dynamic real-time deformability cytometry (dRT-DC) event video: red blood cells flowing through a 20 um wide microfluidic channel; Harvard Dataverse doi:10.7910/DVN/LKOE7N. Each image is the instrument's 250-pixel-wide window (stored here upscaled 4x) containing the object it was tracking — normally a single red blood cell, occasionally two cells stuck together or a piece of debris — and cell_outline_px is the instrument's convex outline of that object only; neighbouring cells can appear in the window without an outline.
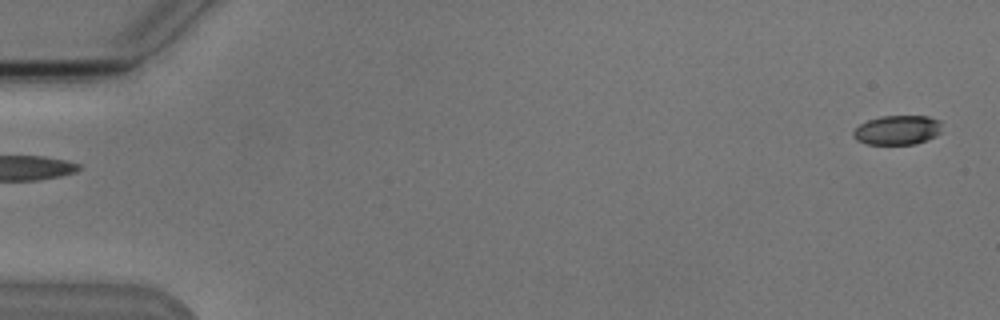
{"species": "Egyptian fruit bat (a non-hibernating species)", "species_latin": "Rousettus aegyptiacus", "temperature_condition": "cold", "stored_images_in_passage": 3, "segment_of_instrument_passage": [2, 2], "camera_frame_rate_fps": 3000, "um_per_image_px": 0.085, "animal": {"sex": "male"}, "frame": {"image": 1, "passage_image": 3, "time_ms": 2.333, "image_size_px": [1000, 320], "cell_outline_px": [[940, 132], [936, 136], [916, 144], [868, 144], [856, 140], [852, 136], [852, 132], [860, 124], [868, 120], [880, 116], [928, 116], [940, 120]], "centroid_in_image_um": [76.26, 11.05], "position_along_channel_um": 8.7, "area_um2": 15.2}}